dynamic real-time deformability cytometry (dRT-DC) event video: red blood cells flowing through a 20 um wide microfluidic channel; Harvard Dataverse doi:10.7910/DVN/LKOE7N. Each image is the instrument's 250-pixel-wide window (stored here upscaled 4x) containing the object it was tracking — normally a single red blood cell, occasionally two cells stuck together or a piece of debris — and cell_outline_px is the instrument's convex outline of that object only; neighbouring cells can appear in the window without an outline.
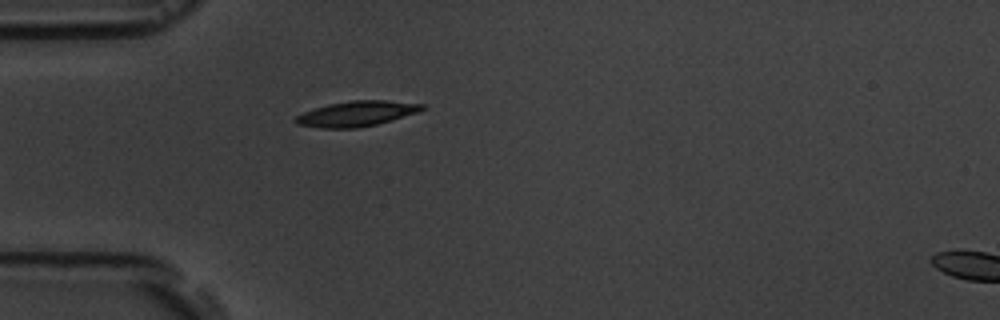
{"species": "common noctule bat (a hibernating species)", "species_latin": "Nyctalus noctula", "temperature_condition": "room temperature", "stored_images_in_passage": 4, "camera_frame_rate_fps": 3000, "um_per_image_px": 0.085, "animal": {"sex": "male", "body_mass_g": 19.5, "forearm_length_mm": 54.6}, "frame": {"image": 1, "passage_image": 4, "time_ms": 4.333, "image_size_px": [1000, 320], "cell_outline_px": [[424, 108], [416, 112], [392, 120], [376, 124], [356, 128], [320, 128], [296, 124], [292, 120], [296, 116], [304, 112], [328, 104], [352, 100], [384, 100], [424, 104]], "centroid_in_image_um": [30.26, 9.66], "position_along_channel_um": 54.7, "area_um2": 18.44}}